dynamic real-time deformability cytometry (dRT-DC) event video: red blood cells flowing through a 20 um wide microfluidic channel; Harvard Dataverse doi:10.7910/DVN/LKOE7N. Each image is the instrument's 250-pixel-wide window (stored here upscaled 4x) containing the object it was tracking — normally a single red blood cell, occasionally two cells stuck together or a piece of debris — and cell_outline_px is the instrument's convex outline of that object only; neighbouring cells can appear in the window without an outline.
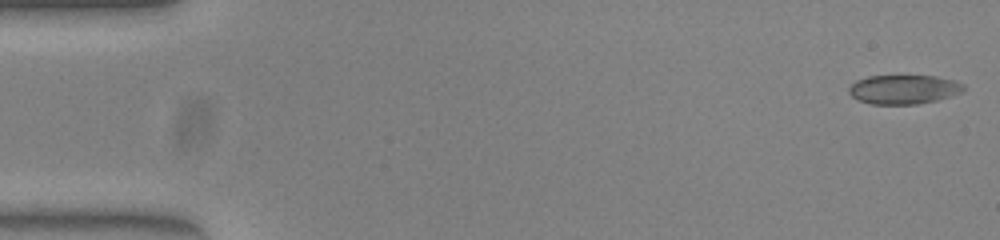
{"species": "common noctule bat (a hibernating species)", "species_latin": "Nyctalus noctula", "temperature_condition": "warm", "stored_images_in_passage": 51, "camera_frame_rate_fps": 3000, "um_per_image_px": 0.085, "animal": {"sex": "female", "body_mass_g": 23.0, "forearm_length_mm": 53.4}, "frame": {"image": 1, "passage_image": 1, "time_ms": 0.0, "image_size_px": [1000, 240], "cell_outline_px": [[964, 92], [936, 100], [916, 104], [872, 104], [860, 100], [852, 96], [848, 92], [848, 88], [856, 80], [868, 76], [936, 76], [956, 80], [964, 84]], "centroid_in_image_um": [76.84, 7.59], "position_along_channel_um": 8.2, "area_um2": 19.48}}
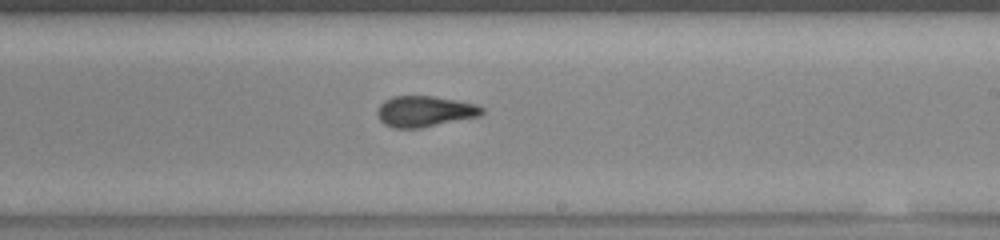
{"frame": {"image": 2, "passage_image": 30, "time_ms": 9.667, "image_size_px": [1000, 240], "cell_outline_px": [[484, 112], [480, 116], [420, 128], [392, 128], [384, 124], [380, 120], [376, 112], [380, 104], [384, 100], [392, 96], [432, 96], [456, 100], [476, 104], [484, 108]], "centroid_in_image_um": [36.08, 9.46], "position_along_channel_um": 252.9, "area_um2": 18.9}}
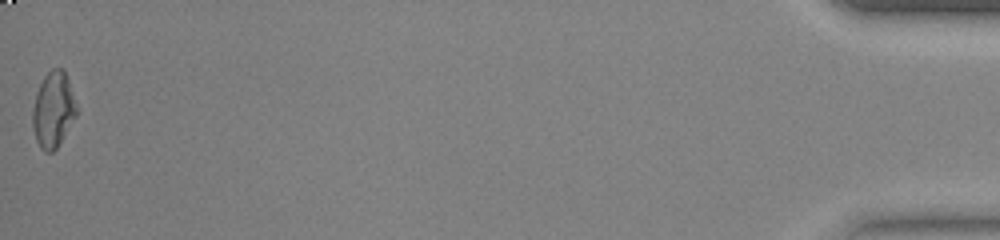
{"frame": {"image": 3, "passage_image": 51, "time_ms": 16.667, "image_size_px": [1000, 240], "cell_outline_px": [[76, 116], [56, 148], [52, 152], [44, 152], [40, 148], [36, 140], [32, 124], [32, 112], [36, 92], [44, 76], [52, 68], [64, 68], [76, 104]], "centroid_in_image_um": [4.51, 9.32], "position_along_channel_um": 430.7, "area_um2": 19.19}, "authors_computed_cell_mechanics": {"area_um2": 19.1896, "velocity_mm_per_s": 3.9904, "shape_relaxation_time_tau1_ms": null, "shape_relaxation_time_tau2_ms": 1.7872, "deformation_change_tau1": null, "deformation_change_tau2": 0.074}}